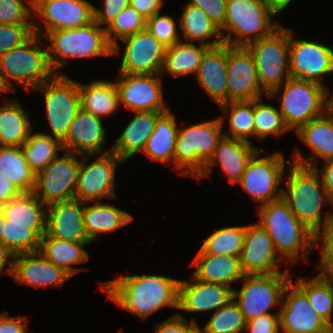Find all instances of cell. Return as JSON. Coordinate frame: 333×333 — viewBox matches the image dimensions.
<instances>
[{
	"label": "cell",
	"instance_id": "cell-1",
	"mask_svg": "<svg viewBox=\"0 0 333 333\" xmlns=\"http://www.w3.org/2000/svg\"><path fill=\"white\" fill-rule=\"evenodd\" d=\"M101 286L117 306L143 321L163 307L178 309L179 279L169 276L121 275Z\"/></svg>",
	"mask_w": 333,
	"mask_h": 333
},
{
	"label": "cell",
	"instance_id": "cell-2",
	"mask_svg": "<svg viewBox=\"0 0 333 333\" xmlns=\"http://www.w3.org/2000/svg\"><path fill=\"white\" fill-rule=\"evenodd\" d=\"M287 168L289 173L287 176L284 173L286 188H282V199L296 218L318 235L333 222V213L322 210L327 203L333 209V198L326 192L315 168L294 163Z\"/></svg>",
	"mask_w": 333,
	"mask_h": 333
},
{
	"label": "cell",
	"instance_id": "cell-3",
	"mask_svg": "<svg viewBox=\"0 0 333 333\" xmlns=\"http://www.w3.org/2000/svg\"><path fill=\"white\" fill-rule=\"evenodd\" d=\"M258 212L257 223L269 234L283 262L294 264L302 256L308 260L316 248L317 235L296 218L282 198L259 206Z\"/></svg>",
	"mask_w": 333,
	"mask_h": 333
},
{
	"label": "cell",
	"instance_id": "cell-4",
	"mask_svg": "<svg viewBox=\"0 0 333 333\" xmlns=\"http://www.w3.org/2000/svg\"><path fill=\"white\" fill-rule=\"evenodd\" d=\"M45 44L44 38L34 33L22 45L0 56V82L7 93L15 91L11 79L15 86L29 91L38 88L55 75Z\"/></svg>",
	"mask_w": 333,
	"mask_h": 333
},
{
	"label": "cell",
	"instance_id": "cell-5",
	"mask_svg": "<svg viewBox=\"0 0 333 333\" xmlns=\"http://www.w3.org/2000/svg\"><path fill=\"white\" fill-rule=\"evenodd\" d=\"M42 37L49 41V63L58 75H65L59 69L69 58L112 56V46L107 40L105 28L95 21L83 27L51 31Z\"/></svg>",
	"mask_w": 333,
	"mask_h": 333
},
{
	"label": "cell",
	"instance_id": "cell-6",
	"mask_svg": "<svg viewBox=\"0 0 333 333\" xmlns=\"http://www.w3.org/2000/svg\"><path fill=\"white\" fill-rule=\"evenodd\" d=\"M275 16L262 0H227L226 18L219 28L223 42L230 46H247L268 37L281 26L272 21Z\"/></svg>",
	"mask_w": 333,
	"mask_h": 333
},
{
	"label": "cell",
	"instance_id": "cell-7",
	"mask_svg": "<svg viewBox=\"0 0 333 333\" xmlns=\"http://www.w3.org/2000/svg\"><path fill=\"white\" fill-rule=\"evenodd\" d=\"M274 96L280 100L279 111L290 131L297 132L327 110V88L313 81L290 77L267 98Z\"/></svg>",
	"mask_w": 333,
	"mask_h": 333
},
{
	"label": "cell",
	"instance_id": "cell-8",
	"mask_svg": "<svg viewBox=\"0 0 333 333\" xmlns=\"http://www.w3.org/2000/svg\"><path fill=\"white\" fill-rule=\"evenodd\" d=\"M223 136V124L219 117L179 128L174 166L178 173L196 179Z\"/></svg>",
	"mask_w": 333,
	"mask_h": 333
},
{
	"label": "cell",
	"instance_id": "cell-9",
	"mask_svg": "<svg viewBox=\"0 0 333 333\" xmlns=\"http://www.w3.org/2000/svg\"><path fill=\"white\" fill-rule=\"evenodd\" d=\"M291 277V278H290ZM289 269L270 274H244L242 288L233 289V299L246 321L271 313V308L281 306L287 284L292 280Z\"/></svg>",
	"mask_w": 333,
	"mask_h": 333
},
{
	"label": "cell",
	"instance_id": "cell-10",
	"mask_svg": "<svg viewBox=\"0 0 333 333\" xmlns=\"http://www.w3.org/2000/svg\"><path fill=\"white\" fill-rule=\"evenodd\" d=\"M246 47L253 55L259 84L268 95L291 77L288 28L281 25L270 36Z\"/></svg>",
	"mask_w": 333,
	"mask_h": 333
},
{
	"label": "cell",
	"instance_id": "cell-11",
	"mask_svg": "<svg viewBox=\"0 0 333 333\" xmlns=\"http://www.w3.org/2000/svg\"><path fill=\"white\" fill-rule=\"evenodd\" d=\"M34 90L44 96L46 117L52 131L48 135L62 142L80 109L78 81L66 74H55Z\"/></svg>",
	"mask_w": 333,
	"mask_h": 333
},
{
	"label": "cell",
	"instance_id": "cell-12",
	"mask_svg": "<svg viewBox=\"0 0 333 333\" xmlns=\"http://www.w3.org/2000/svg\"><path fill=\"white\" fill-rule=\"evenodd\" d=\"M259 149L248 161L239 185L258 203V207L282 198L281 181L284 180L286 163L284 155L275 151L269 156L260 157ZM287 165V166H286Z\"/></svg>",
	"mask_w": 333,
	"mask_h": 333
},
{
	"label": "cell",
	"instance_id": "cell-13",
	"mask_svg": "<svg viewBox=\"0 0 333 333\" xmlns=\"http://www.w3.org/2000/svg\"><path fill=\"white\" fill-rule=\"evenodd\" d=\"M64 152L35 174L33 192L46 206L75 199L81 159H77L74 152Z\"/></svg>",
	"mask_w": 333,
	"mask_h": 333
},
{
	"label": "cell",
	"instance_id": "cell-14",
	"mask_svg": "<svg viewBox=\"0 0 333 333\" xmlns=\"http://www.w3.org/2000/svg\"><path fill=\"white\" fill-rule=\"evenodd\" d=\"M91 156L94 154L81 155L75 199L86 203L115 198L116 167L124 161L112 151L102 153L95 161L88 163Z\"/></svg>",
	"mask_w": 333,
	"mask_h": 333
},
{
	"label": "cell",
	"instance_id": "cell-15",
	"mask_svg": "<svg viewBox=\"0 0 333 333\" xmlns=\"http://www.w3.org/2000/svg\"><path fill=\"white\" fill-rule=\"evenodd\" d=\"M289 29L290 76L319 83L326 88L322 77L333 72V46L314 40L297 39Z\"/></svg>",
	"mask_w": 333,
	"mask_h": 333
},
{
	"label": "cell",
	"instance_id": "cell-16",
	"mask_svg": "<svg viewBox=\"0 0 333 333\" xmlns=\"http://www.w3.org/2000/svg\"><path fill=\"white\" fill-rule=\"evenodd\" d=\"M94 5L87 0H33V32L83 27L94 21ZM39 16L43 21L35 20ZM44 23V24H43ZM45 27V33L41 30Z\"/></svg>",
	"mask_w": 333,
	"mask_h": 333
},
{
	"label": "cell",
	"instance_id": "cell-17",
	"mask_svg": "<svg viewBox=\"0 0 333 333\" xmlns=\"http://www.w3.org/2000/svg\"><path fill=\"white\" fill-rule=\"evenodd\" d=\"M162 76L158 74L118 73L115 81L119 105L132 112L167 111L168 104L163 98Z\"/></svg>",
	"mask_w": 333,
	"mask_h": 333
},
{
	"label": "cell",
	"instance_id": "cell-18",
	"mask_svg": "<svg viewBox=\"0 0 333 333\" xmlns=\"http://www.w3.org/2000/svg\"><path fill=\"white\" fill-rule=\"evenodd\" d=\"M281 333H327L332 328L311 307L306 294L291 280L279 309Z\"/></svg>",
	"mask_w": 333,
	"mask_h": 333
},
{
	"label": "cell",
	"instance_id": "cell-19",
	"mask_svg": "<svg viewBox=\"0 0 333 333\" xmlns=\"http://www.w3.org/2000/svg\"><path fill=\"white\" fill-rule=\"evenodd\" d=\"M119 41L125 44L120 73H161L166 47L147 28Z\"/></svg>",
	"mask_w": 333,
	"mask_h": 333
},
{
	"label": "cell",
	"instance_id": "cell-20",
	"mask_svg": "<svg viewBox=\"0 0 333 333\" xmlns=\"http://www.w3.org/2000/svg\"><path fill=\"white\" fill-rule=\"evenodd\" d=\"M227 86L228 102L268 96L259 84L253 55L246 46L227 44Z\"/></svg>",
	"mask_w": 333,
	"mask_h": 333
},
{
	"label": "cell",
	"instance_id": "cell-21",
	"mask_svg": "<svg viewBox=\"0 0 333 333\" xmlns=\"http://www.w3.org/2000/svg\"><path fill=\"white\" fill-rule=\"evenodd\" d=\"M283 261L275 250L273 241L265 229L258 224L246 225L240 265L244 274H270L281 271Z\"/></svg>",
	"mask_w": 333,
	"mask_h": 333
},
{
	"label": "cell",
	"instance_id": "cell-22",
	"mask_svg": "<svg viewBox=\"0 0 333 333\" xmlns=\"http://www.w3.org/2000/svg\"><path fill=\"white\" fill-rule=\"evenodd\" d=\"M295 133L311 149L312 156H304L302 151L296 148L291 156V163L315 168L319 158L324 161L333 158V111L327 109Z\"/></svg>",
	"mask_w": 333,
	"mask_h": 333
},
{
	"label": "cell",
	"instance_id": "cell-23",
	"mask_svg": "<svg viewBox=\"0 0 333 333\" xmlns=\"http://www.w3.org/2000/svg\"><path fill=\"white\" fill-rule=\"evenodd\" d=\"M84 202L78 199L55 202L46 207V234L75 243H92L84 226Z\"/></svg>",
	"mask_w": 333,
	"mask_h": 333
},
{
	"label": "cell",
	"instance_id": "cell-24",
	"mask_svg": "<svg viewBox=\"0 0 333 333\" xmlns=\"http://www.w3.org/2000/svg\"><path fill=\"white\" fill-rule=\"evenodd\" d=\"M11 277L20 285L45 288L61 287L71 276L47 260L41 252L17 254L14 257Z\"/></svg>",
	"mask_w": 333,
	"mask_h": 333
},
{
	"label": "cell",
	"instance_id": "cell-25",
	"mask_svg": "<svg viewBox=\"0 0 333 333\" xmlns=\"http://www.w3.org/2000/svg\"><path fill=\"white\" fill-rule=\"evenodd\" d=\"M258 150L259 148L254 146L253 142L223 136L218 142L213 156L205 164L203 171L196 179L209 178L213 167L220 165L228 181L236 185L240 182L248 161Z\"/></svg>",
	"mask_w": 333,
	"mask_h": 333
},
{
	"label": "cell",
	"instance_id": "cell-26",
	"mask_svg": "<svg viewBox=\"0 0 333 333\" xmlns=\"http://www.w3.org/2000/svg\"><path fill=\"white\" fill-rule=\"evenodd\" d=\"M103 119L90 112L79 109L70 125L66 138L61 142L63 151L74 152L77 155L94 154L106 151V132Z\"/></svg>",
	"mask_w": 333,
	"mask_h": 333
},
{
	"label": "cell",
	"instance_id": "cell-27",
	"mask_svg": "<svg viewBox=\"0 0 333 333\" xmlns=\"http://www.w3.org/2000/svg\"><path fill=\"white\" fill-rule=\"evenodd\" d=\"M191 281L179 280L178 309L184 312L216 311L233 298V287L203 282L191 276Z\"/></svg>",
	"mask_w": 333,
	"mask_h": 333
},
{
	"label": "cell",
	"instance_id": "cell-28",
	"mask_svg": "<svg viewBox=\"0 0 333 333\" xmlns=\"http://www.w3.org/2000/svg\"><path fill=\"white\" fill-rule=\"evenodd\" d=\"M195 77L218 106L228 102L227 44L209 47L204 52Z\"/></svg>",
	"mask_w": 333,
	"mask_h": 333
},
{
	"label": "cell",
	"instance_id": "cell-29",
	"mask_svg": "<svg viewBox=\"0 0 333 333\" xmlns=\"http://www.w3.org/2000/svg\"><path fill=\"white\" fill-rule=\"evenodd\" d=\"M46 207L33 191H21L0 205L6 225L27 226L39 238L46 232Z\"/></svg>",
	"mask_w": 333,
	"mask_h": 333
},
{
	"label": "cell",
	"instance_id": "cell-30",
	"mask_svg": "<svg viewBox=\"0 0 333 333\" xmlns=\"http://www.w3.org/2000/svg\"><path fill=\"white\" fill-rule=\"evenodd\" d=\"M191 265L195 266L191 276L203 282L233 287L232 282L240 281L244 276L239 256L208 254L201 247Z\"/></svg>",
	"mask_w": 333,
	"mask_h": 333
},
{
	"label": "cell",
	"instance_id": "cell-31",
	"mask_svg": "<svg viewBox=\"0 0 333 333\" xmlns=\"http://www.w3.org/2000/svg\"><path fill=\"white\" fill-rule=\"evenodd\" d=\"M165 111H138L111 146L123 161H127L136 153L142 152L148 138L153 133L157 117Z\"/></svg>",
	"mask_w": 333,
	"mask_h": 333
},
{
	"label": "cell",
	"instance_id": "cell-32",
	"mask_svg": "<svg viewBox=\"0 0 333 333\" xmlns=\"http://www.w3.org/2000/svg\"><path fill=\"white\" fill-rule=\"evenodd\" d=\"M83 217L86 235L91 242L98 240L101 233L114 232L134 220L129 212L102 201L89 206L84 202Z\"/></svg>",
	"mask_w": 333,
	"mask_h": 333
},
{
	"label": "cell",
	"instance_id": "cell-33",
	"mask_svg": "<svg viewBox=\"0 0 333 333\" xmlns=\"http://www.w3.org/2000/svg\"><path fill=\"white\" fill-rule=\"evenodd\" d=\"M80 108L96 117L105 118L115 113L119 105V95L114 81L94 79L89 84L78 82Z\"/></svg>",
	"mask_w": 333,
	"mask_h": 333
},
{
	"label": "cell",
	"instance_id": "cell-34",
	"mask_svg": "<svg viewBox=\"0 0 333 333\" xmlns=\"http://www.w3.org/2000/svg\"><path fill=\"white\" fill-rule=\"evenodd\" d=\"M178 124L175 116L168 109L156 119L153 133L147 140L142 151L152 161L171 162L175 165V147L178 134Z\"/></svg>",
	"mask_w": 333,
	"mask_h": 333
},
{
	"label": "cell",
	"instance_id": "cell-35",
	"mask_svg": "<svg viewBox=\"0 0 333 333\" xmlns=\"http://www.w3.org/2000/svg\"><path fill=\"white\" fill-rule=\"evenodd\" d=\"M91 243H75L72 241L52 238L46 233L40 238L39 252L50 262L62 268L71 277L87 268L74 267V264L87 262L89 254L83 249Z\"/></svg>",
	"mask_w": 333,
	"mask_h": 333
},
{
	"label": "cell",
	"instance_id": "cell-36",
	"mask_svg": "<svg viewBox=\"0 0 333 333\" xmlns=\"http://www.w3.org/2000/svg\"><path fill=\"white\" fill-rule=\"evenodd\" d=\"M0 106V145L22 146L34 129L30 116L16 99H3Z\"/></svg>",
	"mask_w": 333,
	"mask_h": 333
},
{
	"label": "cell",
	"instance_id": "cell-37",
	"mask_svg": "<svg viewBox=\"0 0 333 333\" xmlns=\"http://www.w3.org/2000/svg\"><path fill=\"white\" fill-rule=\"evenodd\" d=\"M179 29L182 30L184 41L198 42L208 47L223 44L219 27L198 7L185 4L178 18ZM215 37L212 41L210 38Z\"/></svg>",
	"mask_w": 333,
	"mask_h": 333
},
{
	"label": "cell",
	"instance_id": "cell-38",
	"mask_svg": "<svg viewBox=\"0 0 333 333\" xmlns=\"http://www.w3.org/2000/svg\"><path fill=\"white\" fill-rule=\"evenodd\" d=\"M209 47L203 44L197 46L192 42L179 40L173 46L166 48L161 75L170 74L174 77L197 75L204 52Z\"/></svg>",
	"mask_w": 333,
	"mask_h": 333
},
{
	"label": "cell",
	"instance_id": "cell-39",
	"mask_svg": "<svg viewBox=\"0 0 333 333\" xmlns=\"http://www.w3.org/2000/svg\"><path fill=\"white\" fill-rule=\"evenodd\" d=\"M293 281L307 296L311 307L333 328V277L321 273Z\"/></svg>",
	"mask_w": 333,
	"mask_h": 333
},
{
	"label": "cell",
	"instance_id": "cell-40",
	"mask_svg": "<svg viewBox=\"0 0 333 333\" xmlns=\"http://www.w3.org/2000/svg\"><path fill=\"white\" fill-rule=\"evenodd\" d=\"M219 107L225 114L219 116L221 123L228 119L229 124L230 131L224 136L252 142L249 139L255 137L254 100L230 101Z\"/></svg>",
	"mask_w": 333,
	"mask_h": 333
},
{
	"label": "cell",
	"instance_id": "cell-41",
	"mask_svg": "<svg viewBox=\"0 0 333 333\" xmlns=\"http://www.w3.org/2000/svg\"><path fill=\"white\" fill-rule=\"evenodd\" d=\"M0 174L20 191H33L35 173L26 162L21 146L0 145Z\"/></svg>",
	"mask_w": 333,
	"mask_h": 333
},
{
	"label": "cell",
	"instance_id": "cell-42",
	"mask_svg": "<svg viewBox=\"0 0 333 333\" xmlns=\"http://www.w3.org/2000/svg\"><path fill=\"white\" fill-rule=\"evenodd\" d=\"M21 148L26 162L35 174L55 159L59 151H63L62 143L58 139L44 132H33V130Z\"/></svg>",
	"mask_w": 333,
	"mask_h": 333
},
{
	"label": "cell",
	"instance_id": "cell-43",
	"mask_svg": "<svg viewBox=\"0 0 333 333\" xmlns=\"http://www.w3.org/2000/svg\"><path fill=\"white\" fill-rule=\"evenodd\" d=\"M245 231L246 225L219 228L204 240L201 248L208 254L240 257Z\"/></svg>",
	"mask_w": 333,
	"mask_h": 333
},
{
	"label": "cell",
	"instance_id": "cell-44",
	"mask_svg": "<svg viewBox=\"0 0 333 333\" xmlns=\"http://www.w3.org/2000/svg\"><path fill=\"white\" fill-rule=\"evenodd\" d=\"M146 28V19L131 6L121 11L105 28L106 37L112 46V56L120 54L121 47L117 42Z\"/></svg>",
	"mask_w": 333,
	"mask_h": 333
},
{
	"label": "cell",
	"instance_id": "cell-45",
	"mask_svg": "<svg viewBox=\"0 0 333 333\" xmlns=\"http://www.w3.org/2000/svg\"><path fill=\"white\" fill-rule=\"evenodd\" d=\"M263 98L254 100V128L255 138L265 139L268 136H281L290 129L287 127L283 115L273 105L262 103Z\"/></svg>",
	"mask_w": 333,
	"mask_h": 333
},
{
	"label": "cell",
	"instance_id": "cell-46",
	"mask_svg": "<svg viewBox=\"0 0 333 333\" xmlns=\"http://www.w3.org/2000/svg\"><path fill=\"white\" fill-rule=\"evenodd\" d=\"M210 316L208 322L202 327L206 333L245 332L246 320L233 298Z\"/></svg>",
	"mask_w": 333,
	"mask_h": 333
},
{
	"label": "cell",
	"instance_id": "cell-47",
	"mask_svg": "<svg viewBox=\"0 0 333 333\" xmlns=\"http://www.w3.org/2000/svg\"><path fill=\"white\" fill-rule=\"evenodd\" d=\"M3 244L15 255L37 252L40 248V238L27 226L6 225L5 221Z\"/></svg>",
	"mask_w": 333,
	"mask_h": 333
},
{
	"label": "cell",
	"instance_id": "cell-48",
	"mask_svg": "<svg viewBox=\"0 0 333 333\" xmlns=\"http://www.w3.org/2000/svg\"><path fill=\"white\" fill-rule=\"evenodd\" d=\"M177 22L171 15L157 13L146 20V28L166 47L176 44L180 37Z\"/></svg>",
	"mask_w": 333,
	"mask_h": 333
},
{
	"label": "cell",
	"instance_id": "cell-49",
	"mask_svg": "<svg viewBox=\"0 0 333 333\" xmlns=\"http://www.w3.org/2000/svg\"><path fill=\"white\" fill-rule=\"evenodd\" d=\"M0 0V24H33V0Z\"/></svg>",
	"mask_w": 333,
	"mask_h": 333
},
{
	"label": "cell",
	"instance_id": "cell-50",
	"mask_svg": "<svg viewBox=\"0 0 333 333\" xmlns=\"http://www.w3.org/2000/svg\"><path fill=\"white\" fill-rule=\"evenodd\" d=\"M33 34V24H0V56L22 45Z\"/></svg>",
	"mask_w": 333,
	"mask_h": 333
},
{
	"label": "cell",
	"instance_id": "cell-51",
	"mask_svg": "<svg viewBox=\"0 0 333 333\" xmlns=\"http://www.w3.org/2000/svg\"><path fill=\"white\" fill-rule=\"evenodd\" d=\"M316 248L321 254L319 273L333 277V222L317 235Z\"/></svg>",
	"mask_w": 333,
	"mask_h": 333
},
{
	"label": "cell",
	"instance_id": "cell-52",
	"mask_svg": "<svg viewBox=\"0 0 333 333\" xmlns=\"http://www.w3.org/2000/svg\"><path fill=\"white\" fill-rule=\"evenodd\" d=\"M102 7L94 6V21L106 28L115 17L130 6V0H100ZM105 25V26H104Z\"/></svg>",
	"mask_w": 333,
	"mask_h": 333
},
{
	"label": "cell",
	"instance_id": "cell-53",
	"mask_svg": "<svg viewBox=\"0 0 333 333\" xmlns=\"http://www.w3.org/2000/svg\"><path fill=\"white\" fill-rule=\"evenodd\" d=\"M188 4L201 9L219 28L224 24L227 0H190Z\"/></svg>",
	"mask_w": 333,
	"mask_h": 333
},
{
	"label": "cell",
	"instance_id": "cell-54",
	"mask_svg": "<svg viewBox=\"0 0 333 333\" xmlns=\"http://www.w3.org/2000/svg\"><path fill=\"white\" fill-rule=\"evenodd\" d=\"M246 333H280L279 310L246 321Z\"/></svg>",
	"mask_w": 333,
	"mask_h": 333
},
{
	"label": "cell",
	"instance_id": "cell-55",
	"mask_svg": "<svg viewBox=\"0 0 333 333\" xmlns=\"http://www.w3.org/2000/svg\"><path fill=\"white\" fill-rule=\"evenodd\" d=\"M191 322L182 314L176 313L170 318L157 323L153 333H188L196 324L195 318Z\"/></svg>",
	"mask_w": 333,
	"mask_h": 333
},
{
	"label": "cell",
	"instance_id": "cell-56",
	"mask_svg": "<svg viewBox=\"0 0 333 333\" xmlns=\"http://www.w3.org/2000/svg\"><path fill=\"white\" fill-rule=\"evenodd\" d=\"M27 316H10L5 310L0 313V333H26Z\"/></svg>",
	"mask_w": 333,
	"mask_h": 333
},
{
	"label": "cell",
	"instance_id": "cell-57",
	"mask_svg": "<svg viewBox=\"0 0 333 333\" xmlns=\"http://www.w3.org/2000/svg\"><path fill=\"white\" fill-rule=\"evenodd\" d=\"M163 4V0H130V6L146 20L160 13Z\"/></svg>",
	"mask_w": 333,
	"mask_h": 333
},
{
	"label": "cell",
	"instance_id": "cell-58",
	"mask_svg": "<svg viewBox=\"0 0 333 333\" xmlns=\"http://www.w3.org/2000/svg\"><path fill=\"white\" fill-rule=\"evenodd\" d=\"M320 174L326 192L333 198V158L325 160L323 167H315Z\"/></svg>",
	"mask_w": 333,
	"mask_h": 333
},
{
	"label": "cell",
	"instance_id": "cell-59",
	"mask_svg": "<svg viewBox=\"0 0 333 333\" xmlns=\"http://www.w3.org/2000/svg\"><path fill=\"white\" fill-rule=\"evenodd\" d=\"M21 191L0 174V205L14 199Z\"/></svg>",
	"mask_w": 333,
	"mask_h": 333
},
{
	"label": "cell",
	"instance_id": "cell-60",
	"mask_svg": "<svg viewBox=\"0 0 333 333\" xmlns=\"http://www.w3.org/2000/svg\"><path fill=\"white\" fill-rule=\"evenodd\" d=\"M14 257L15 254L6 245L0 243V277L2 272H5L11 276L13 271ZM6 265L8 266L5 269Z\"/></svg>",
	"mask_w": 333,
	"mask_h": 333
},
{
	"label": "cell",
	"instance_id": "cell-61",
	"mask_svg": "<svg viewBox=\"0 0 333 333\" xmlns=\"http://www.w3.org/2000/svg\"><path fill=\"white\" fill-rule=\"evenodd\" d=\"M265 4H267L270 10L275 14L278 15L282 13L285 8L291 4L292 0H262Z\"/></svg>",
	"mask_w": 333,
	"mask_h": 333
},
{
	"label": "cell",
	"instance_id": "cell-62",
	"mask_svg": "<svg viewBox=\"0 0 333 333\" xmlns=\"http://www.w3.org/2000/svg\"><path fill=\"white\" fill-rule=\"evenodd\" d=\"M5 219L0 208V243H3V232H4Z\"/></svg>",
	"mask_w": 333,
	"mask_h": 333
},
{
	"label": "cell",
	"instance_id": "cell-63",
	"mask_svg": "<svg viewBox=\"0 0 333 333\" xmlns=\"http://www.w3.org/2000/svg\"><path fill=\"white\" fill-rule=\"evenodd\" d=\"M331 93L332 94H330V89L327 88V109L333 111V92Z\"/></svg>",
	"mask_w": 333,
	"mask_h": 333
},
{
	"label": "cell",
	"instance_id": "cell-64",
	"mask_svg": "<svg viewBox=\"0 0 333 333\" xmlns=\"http://www.w3.org/2000/svg\"><path fill=\"white\" fill-rule=\"evenodd\" d=\"M188 333H206L198 323Z\"/></svg>",
	"mask_w": 333,
	"mask_h": 333
},
{
	"label": "cell",
	"instance_id": "cell-65",
	"mask_svg": "<svg viewBox=\"0 0 333 333\" xmlns=\"http://www.w3.org/2000/svg\"><path fill=\"white\" fill-rule=\"evenodd\" d=\"M8 94L7 91L3 88L0 82V95ZM1 102V101H0Z\"/></svg>",
	"mask_w": 333,
	"mask_h": 333
},
{
	"label": "cell",
	"instance_id": "cell-66",
	"mask_svg": "<svg viewBox=\"0 0 333 333\" xmlns=\"http://www.w3.org/2000/svg\"><path fill=\"white\" fill-rule=\"evenodd\" d=\"M327 333H333V328L330 331H328Z\"/></svg>",
	"mask_w": 333,
	"mask_h": 333
}]
</instances>
